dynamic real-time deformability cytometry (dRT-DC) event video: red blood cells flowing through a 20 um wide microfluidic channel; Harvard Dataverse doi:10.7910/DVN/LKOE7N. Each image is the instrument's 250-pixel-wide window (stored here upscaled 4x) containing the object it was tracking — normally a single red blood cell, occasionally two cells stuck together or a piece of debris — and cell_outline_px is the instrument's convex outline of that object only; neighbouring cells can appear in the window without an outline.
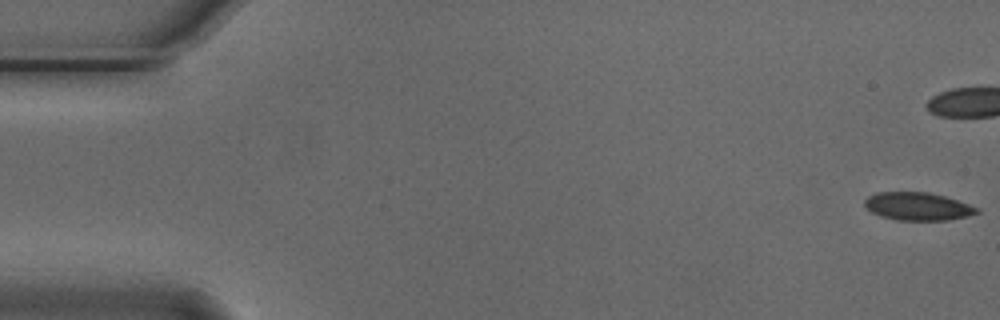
{"species": "Egyptian fruit bat (a non-hibernating species)", "species_latin": "Rousettus aegyptiacus", "temperature_condition": "cold", "stored_images_in_passage": 44, "camera_frame_rate_fps": 3000, "um_per_image_px": 0.085, "animal": {"sex": "male"}, "frame": {"image": 1, "passage_image": 1, "time_ms": 0.0, "image_size_px": [1000, 320], "cell_outline_px": [[980, 212], [968, 216], [948, 220], [896, 220], [872, 212], [864, 204], [864, 200], [868, 196], [876, 192], [928, 192], [944, 196], [980, 208]], "centroid_in_image_um": [78.03, 17.54], "position_along_channel_um": 7.0, "area_um2": 18.15}, "authors_computed_cell_mechanics": {"area_um2": 19.4208, "velocity_mm_per_s": 3.7465, "shape_relaxation_time_tau1_ms": 3.1378, "shape_relaxation_time_tau2_ms": 2.1665, "deformation_change_tau1": 0.131, "deformation_change_tau2": 0.0995}}